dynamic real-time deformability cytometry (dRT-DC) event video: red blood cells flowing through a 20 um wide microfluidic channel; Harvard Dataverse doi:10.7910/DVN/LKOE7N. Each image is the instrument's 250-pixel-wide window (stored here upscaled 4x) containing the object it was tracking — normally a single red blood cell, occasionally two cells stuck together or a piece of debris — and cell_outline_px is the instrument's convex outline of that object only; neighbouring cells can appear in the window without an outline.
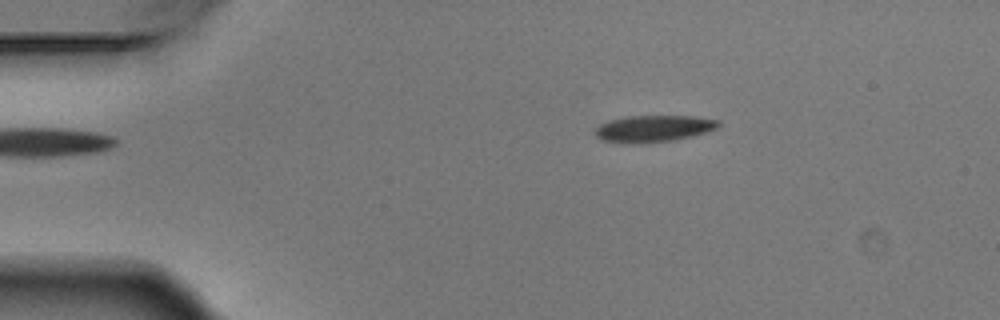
{"species": "Egyptian fruit bat (a non-hibernating species)", "species_latin": "Rousettus aegyptiacus", "temperature_condition": "warm", "stored_images_in_passage": 2, "camera_frame_rate_fps": 3000, "um_per_image_px": 0.085, "animal": {"sex": "male"}, "frame": {"image": 1, "passage_image": 1, "time_ms": 0.0, "image_size_px": [1000, 320], "cell_outline_px": [[720, 128], [692, 136], [676, 140], [640, 144], [624, 144], [600, 140], [596, 136], [596, 128], [600, 124], [608, 120], [624, 116], [696, 116], [720, 120]], "centroid_in_image_um": [55.56, 10.94], "position_along_channel_um": 29.4, "area_um2": 19.71}}